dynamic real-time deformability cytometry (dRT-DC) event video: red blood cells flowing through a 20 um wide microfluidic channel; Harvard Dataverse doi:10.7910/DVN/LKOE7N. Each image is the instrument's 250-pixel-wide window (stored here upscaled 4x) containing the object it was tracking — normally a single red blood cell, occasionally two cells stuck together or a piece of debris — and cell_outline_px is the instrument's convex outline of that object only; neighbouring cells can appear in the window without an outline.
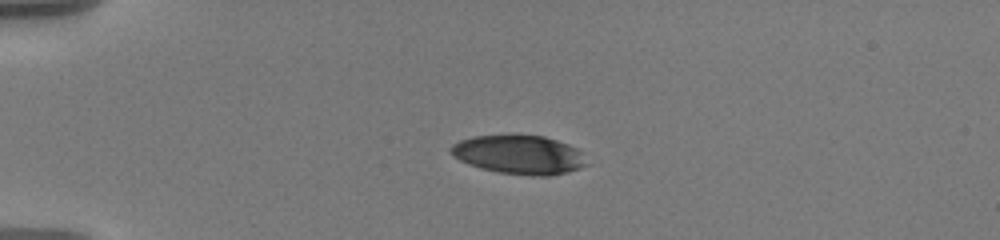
{"species": "human", "species_latin": "Homo sapiens", "temperature_condition": "warm", "stored_images_in_passage": 6, "camera_frame_rate_fps": 3000, "um_per_image_px": 0.085, "donor": {"sex": "male"}, "frame": {"image": 1, "passage_image": 1, "time_ms": 0.0, "image_size_px": [1000, 240], "cell_outline_px": [[592, 164], [568, 172], [548, 176], [532, 176], [496, 172], [480, 168], [468, 164], [452, 156], [448, 152], [448, 148], [452, 144], [460, 140], [476, 136], [544, 136], [568, 144], [576, 148]], "centroid_in_image_um": [44.13, 13.17], "position_along_channel_um": 40.9, "area_um2": 30.92}}
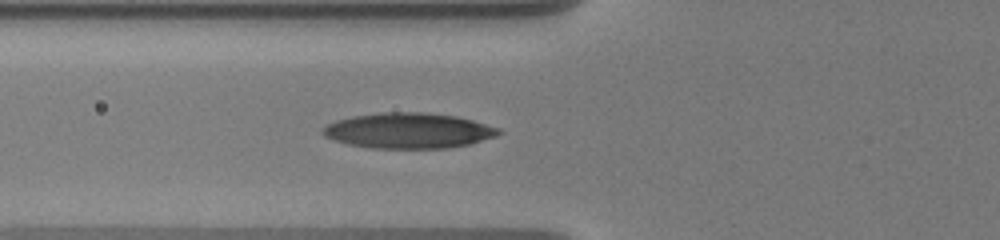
{"frame": {"image": 2, "passage_image": 6, "time_ms": 2.667, "image_size_px": [1000, 240], "cell_outline_px": [[504, 132], [496, 136], [468, 144], [448, 148], [372, 148], [348, 144], [332, 140], [324, 136], [320, 132], [320, 128], [336, 120], [352, 116], [380, 112], [424, 112], [456, 116], [472, 120], [500, 128]], "centroid_in_image_um": [34.69, 11.1], "position_along_channel_um": 91.1, "area_um2": 36.53}}